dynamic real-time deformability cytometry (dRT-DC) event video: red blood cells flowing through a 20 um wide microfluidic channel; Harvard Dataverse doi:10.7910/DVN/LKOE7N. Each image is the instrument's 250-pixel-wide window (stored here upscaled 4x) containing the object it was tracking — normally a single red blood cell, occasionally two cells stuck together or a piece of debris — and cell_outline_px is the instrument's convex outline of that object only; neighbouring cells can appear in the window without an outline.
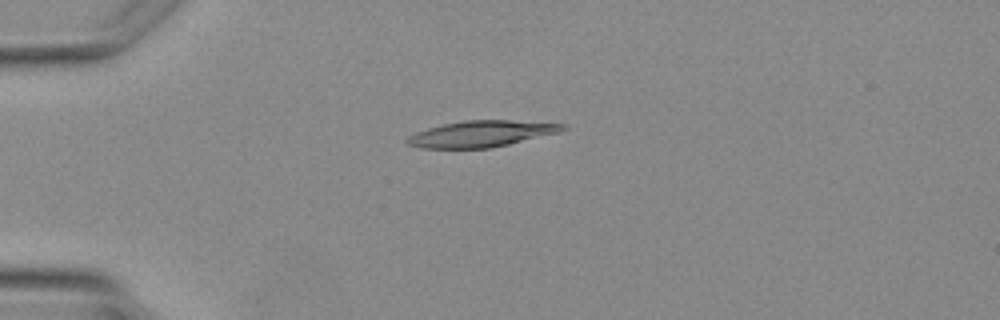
{"species": "Egyptian fruit bat (a non-hibernating species)", "species_latin": "Rousettus aegyptiacus", "temperature_condition": "warm", "stored_images_in_passage": 3, "camera_frame_rate_fps": 3000, "um_per_image_px": 0.085, "animal": {"sex": "female"}, "frame": {"image": 1, "passage_image": 3, "time_ms": 3.333, "image_size_px": [1000, 320], "cell_outline_px": [[568, 128], [560, 132], [508, 144], [488, 148], [424, 148], [408, 144], [404, 140], [408, 136], [416, 132], [428, 128], [444, 124], [464, 120], [512, 120], [568, 124]], "centroid_in_image_um": [40.94, 11.36], "position_along_channel_um": 44.1, "area_um2": 23.7}}